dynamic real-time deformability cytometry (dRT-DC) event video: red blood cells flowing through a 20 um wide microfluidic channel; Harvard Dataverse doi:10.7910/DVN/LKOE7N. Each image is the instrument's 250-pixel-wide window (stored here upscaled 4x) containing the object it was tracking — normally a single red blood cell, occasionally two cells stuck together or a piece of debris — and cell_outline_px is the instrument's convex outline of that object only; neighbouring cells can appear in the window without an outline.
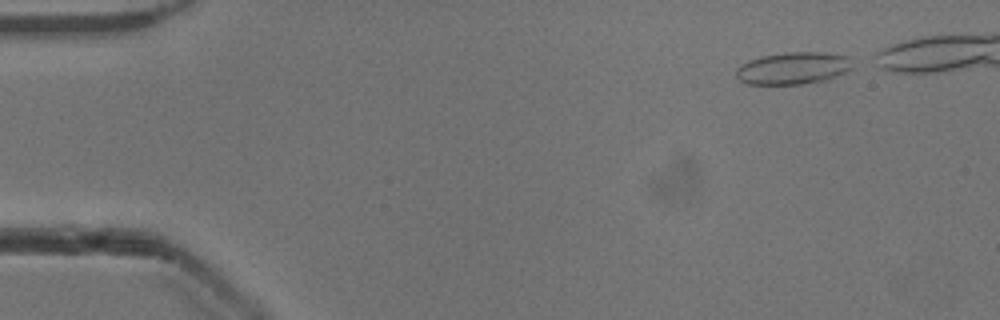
{"species": "common noctule bat (a hibernating species)", "species_latin": "Nyctalus noctula", "temperature_condition": "cold", "stored_images_in_passage": 39, "camera_frame_rate_fps": 3000, "um_per_image_px": 0.085, "animal": {"sex": "male", "body_mass_g": 13.3}, "frame": {"image": 1, "passage_image": 1, "time_ms": 0.0, "image_size_px": [1000, 320], "cell_outline_px": [[856, 68], [828, 80], [800, 84], [748, 84], [740, 80], [736, 76], [736, 68], [740, 64], [748, 60], [760, 56], [788, 52], [824, 52], [848, 56]], "centroid_in_image_um": [67.46, 5.79], "position_along_channel_um": 17.5, "area_um2": 22.2}}
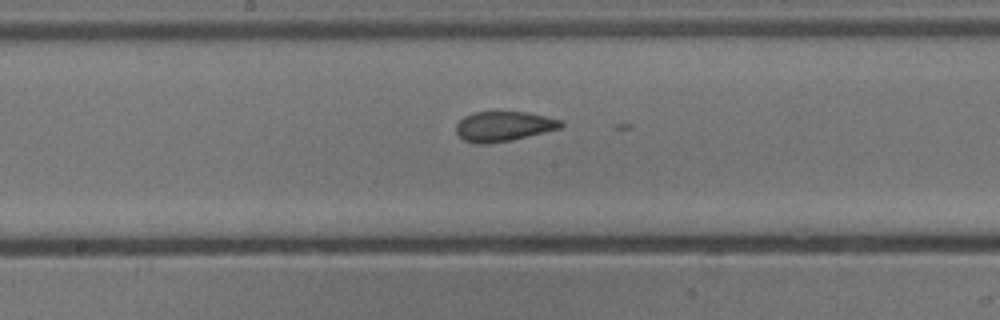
{"frame": {"image": 2, "passage_image": 23, "time_ms": 7.333, "image_size_px": [1000, 320], "cell_outline_px": [[564, 124], [560, 128], [512, 140], [484, 144], [480, 144], [464, 140], [456, 132], [456, 124], [464, 116], [476, 112], [524, 112], [564, 120]], "centroid_in_image_um": [42.81, 10.73], "position_along_channel_um": 205.4, "area_um2": 18.09}}
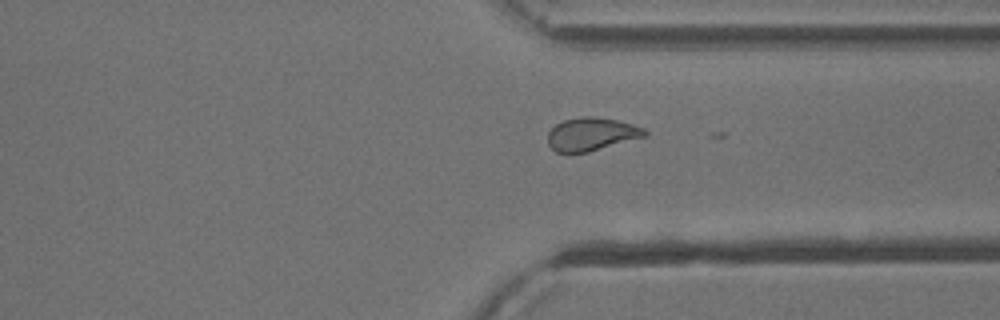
{"frame": {"image": 3, "passage_image": 35, "time_ms": 11.333, "image_size_px": [1000, 320], "cell_outline_px": [[648, 136], [588, 152], [556, 152], [548, 144], [548, 132], [556, 124], [564, 120], [580, 116], [592, 116], [616, 120], [632, 124], [644, 128], [648, 132]], "centroid_in_image_um": [50.3, 11.4], "position_along_channel_um": 361.1, "area_um2": 18.73}}